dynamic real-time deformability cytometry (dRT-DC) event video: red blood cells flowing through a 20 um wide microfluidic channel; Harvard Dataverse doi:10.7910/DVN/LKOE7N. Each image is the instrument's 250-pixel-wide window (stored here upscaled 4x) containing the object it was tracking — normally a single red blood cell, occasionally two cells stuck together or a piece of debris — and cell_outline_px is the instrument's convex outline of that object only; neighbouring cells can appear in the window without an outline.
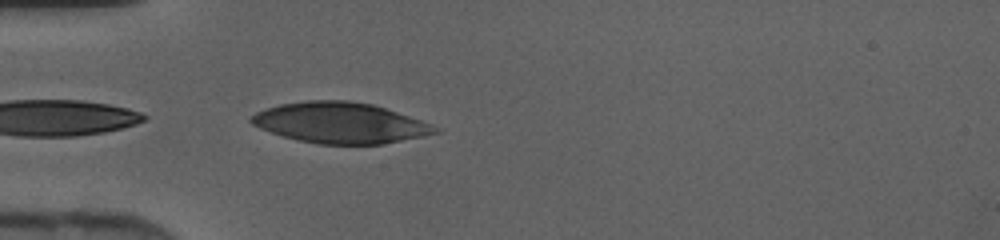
{"species": "human", "species_latin": "Homo sapiens", "temperature_condition": "cold", "stored_images_in_passage": 4, "camera_frame_rate_fps": 3000, "um_per_image_px": 0.085, "donor": {"sex": "female"}, "frame": {"image": 1, "passage_image": 1, "time_ms": 0.0, "image_size_px": [1000, 240], "cell_outline_px": [[440, 132], [424, 136], [384, 144], [316, 144], [284, 136], [260, 128], [252, 124], [248, 120], [256, 112], [280, 104], [308, 100], [348, 100], [372, 104], [432, 124], [440, 128]], "centroid_in_image_um": [28.94, 10.44], "position_along_channel_um": 56.1, "area_um2": 43.41}}